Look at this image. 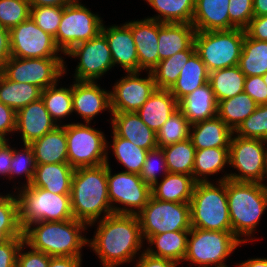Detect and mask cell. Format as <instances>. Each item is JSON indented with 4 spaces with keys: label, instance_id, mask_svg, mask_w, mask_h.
<instances>
[{
    "label": "cell",
    "instance_id": "1",
    "mask_svg": "<svg viewBox=\"0 0 267 267\" xmlns=\"http://www.w3.org/2000/svg\"><path fill=\"white\" fill-rule=\"evenodd\" d=\"M98 222L93 239H88L87 244L98 255L103 267L132 262L145 241L138 216L113 213Z\"/></svg>",
    "mask_w": 267,
    "mask_h": 267
},
{
    "label": "cell",
    "instance_id": "2",
    "mask_svg": "<svg viewBox=\"0 0 267 267\" xmlns=\"http://www.w3.org/2000/svg\"><path fill=\"white\" fill-rule=\"evenodd\" d=\"M71 210L74 219L92 226L113 214L108 197L107 164L75 169L71 183Z\"/></svg>",
    "mask_w": 267,
    "mask_h": 267
},
{
    "label": "cell",
    "instance_id": "3",
    "mask_svg": "<svg viewBox=\"0 0 267 267\" xmlns=\"http://www.w3.org/2000/svg\"><path fill=\"white\" fill-rule=\"evenodd\" d=\"M87 227L84 222L74 218L35 222L23 230L24 242L31 249L41 251L50 257H82L81 249L88 242V238L82 236V232Z\"/></svg>",
    "mask_w": 267,
    "mask_h": 267
},
{
    "label": "cell",
    "instance_id": "4",
    "mask_svg": "<svg viewBox=\"0 0 267 267\" xmlns=\"http://www.w3.org/2000/svg\"><path fill=\"white\" fill-rule=\"evenodd\" d=\"M226 193L232 232L243 244L254 240L255 238L250 239L249 236L255 233L267 207V188L264 183L227 179ZM243 235L249 238L244 239Z\"/></svg>",
    "mask_w": 267,
    "mask_h": 267
},
{
    "label": "cell",
    "instance_id": "5",
    "mask_svg": "<svg viewBox=\"0 0 267 267\" xmlns=\"http://www.w3.org/2000/svg\"><path fill=\"white\" fill-rule=\"evenodd\" d=\"M195 183L190 205L191 227L211 231H232L226 180Z\"/></svg>",
    "mask_w": 267,
    "mask_h": 267
},
{
    "label": "cell",
    "instance_id": "6",
    "mask_svg": "<svg viewBox=\"0 0 267 267\" xmlns=\"http://www.w3.org/2000/svg\"><path fill=\"white\" fill-rule=\"evenodd\" d=\"M19 223L24 230L40 221H64L73 219L70 194H54L31 185L18 188Z\"/></svg>",
    "mask_w": 267,
    "mask_h": 267
},
{
    "label": "cell",
    "instance_id": "7",
    "mask_svg": "<svg viewBox=\"0 0 267 267\" xmlns=\"http://www.w3.org/2000/svg\"><path fill=\"white\" fill-rule=\"evenodd\" d=\"M245 34V30L241 28L196 31V52L209 73L238 65Z\"/></svg>",
    "mask_w": 267,
    "mask_h": 267
},
{
    "label": "cell",
    "instance_id": "8",
    "mask_svg": "<svg viewBox=\"0 0 267 267\" xmlns=\"http://www.w3.org/2000/svg\"><path fill=\"white\" fill-rule=\"evenodd\" d=\"M241 244L232 231L191 227L184 261L197 264L198 267H227L224 261Z\"/></svg>",
    "mask_w": 267,
    "mask_h": 267
},
{
    "label": "cell",
    "instance_id": "9",
    "mask_svg": "<svg viewBox=\"0 0 267 267\" xmlns=\"http://www.w3.org/2000/svg\"><path fill=\"white\" fill-rule=\"evenodd\" d=\"M68 163L74 168L105 164L108 155L106 137L90 123L66 124Z\"/></svg>",
    "mask_w": 267,
    "mask_h": 267
},
{
    "label": "cell",
    "instance_id": "10",
    "mask_svg": "<svg viewBox=\"0 0 267 267\" xmlns=\"http://www.w3.org/2000/svg\"><path fill=\"white\" fill-rule=\"evenodd\" d=\"M266 143L262 139L242 138L233 133L229 146V165L237 169L238 174H224L218 180L262 183L267 159Z\"/></svg>",
    "mask_w": 267,
    "mask_h": 267
},
{
    "label": "cell",
    "instance_id": "11",
    "mask_svg": "<svg viewBox=\"0 0 267 267\" xmlns=\"http://www.w3.org/2000/svg\"><path fill=\"white\" fill-rule=\"evenodd\" d=\"M103 26L99 15L75 0L63 6V16L54 38L56 46L66 54L73 46L97 37Z\"/></svg>",
    "mask_w": 267,
    "mask_h": 267
},
{
    "label": "cell",
    "instance_id": "12",
    "mask_svg": "<svg viewBox=\"0 0 267 267\" xmlns=\"http://www.w3.org/2000/svg\"><path fill=\"white\" fill-rule=\"evenodd\" d=\"M137 216L143 240L164 232L191 230L189 203L162 201L151 196Z\"/></svg>",
    "mask_w": 267,
    "mask_h": 267
},
{
    "label": "cell",
    "instance_id": "13",
    "mask_svg": "<svg viewBox=\"0 0 267 267\" xmlns=\"http://www.w3.org/2000/svg\"><path fill=\"white\" fill-rule=\"evenodd\" d=\"M63 58H17L10 57L0 69L9 80L28 83L42 90L56 84L66 73Z\"/></svg>",
    "mask_w": 267,
    "mask_h": 267
},
{
    "label": "cell",
    "instance_id": "14",
    "mask_svg": "<svg viewBox=\"0 0 267 267\" xmlns=\"http://www.w3.org/2000/svg\"><path fill=\"white\" fill-rule=\"evenodd\" d=\"M108 197L115 214L137 215L148 203L151 186L146 184L139 174L121 171L111 174V167L107 156ZM120 203L121 208L113 205Z\"/></svg>",
    "mask_w": 267,
    "mask_h": 267
},
{
    "label": "cell",
    "instance_id": "15",
    "mask_svg": "<svg viewBox=\"0 0 267 267\" xmlns=\"http://www.w3.org/2000/svg\"><path fill=\"white\" fill-rule=\"evenodd\" d=\"M11 57L17 58H62L58 54L54 37L44 32L29 17L10 31Z\"/></svg>",
    "mask_w": 267,
    "mask_h": 267
},
{
    "label": "cell",
    "instance_id": "16",
    "mask_svg": "<svg viewBox=\"0 0 267 267\" xmlns=\"http://www.w3.org/2000/svg\"><path fill=\"white\" fill-rule=\"evenodd\" d=\"M66 55L78 57L80 61L75 69L74 80L96 81L114 67L107 39L102 33L73 46Z\"/></svg>",
    "mask_w": 267,
    "mask_h": 267
},
{
    "label": "cell",
    "instance_id": "17",
    "mask_svg": "<svg viewBox=\"0 0 267 267\" xmlns=\"http://www.w3.org/2000/svg\"><path fill=\"white\" fill-rule=\"evenodd\" d=\"M140 72H127L110 91L111 113L137 112L155 91L156 85L151 71L146 78L139 77Z\"/></svg>",
    "mask_w": 267,
    "mask_h": 267
},
{
    "label": "cell",
    "instance_id": "18",
    "mask_svg": "<svg viewBox=\"0 0 267 267\" xmlns=\"http://www.w3.org/2000/svg\"><path fill=\"white\" fill-rule=\"evenodd\" d=\"M73 112L79 114L85 123L102 111L111 110L110 91L102 89L96 81H78L72 84Z\"/></svg>",
    "mask_w": 267,
    "mask_h": 267
},
{
    "label": "cell",
    "instance_id": "19",
    "mask_svg": "<svg viewBox=\"0 0 267 267\" xmlns=\"http://www.w3.org/2000/svg\"><path fill=\"white\" fill-rule=\"evenodd\" d=\"M59 125L51 118L41 98L16 112L15 131L21 133L23 145H30Z\"/></svg>",
    "mask_w": 267,
    "mask_h": 267
},
{
    "label": "cell",
    "instance_id": "20",
    "mask_svg": "<svg viewBox=\"0 0 267 267\" xmlns=\"http://www.w3.org/2000/svg\"><path fill=\"white\" fill-rule=\"evenodd\" d=\"M130 28L138 56V72L152 71L159 62L158 21L144 18L125 22Z\"/></svg>",
    "mask_w": 267,
    "mask_h": 267
},
{
    "label": "cell",
    "instance_id": "21",
    "mask_svg": "<svg viewBox=\"0 0 267 267\" xmlns=\"http://www.w3.org/2000/svg\"><path fill=\"white\" fill-rule=\"evenodd\" d=\"M101 33L106 37L114 66L123 67L126 72H138V56L131 28L125 23L121 26H102Z\"/></svg>",
    "mask_w": 267,
    "mask_h": 267
},
{
    "label": "cell",
    "instance_id": "22",
    "mask_svg": "<svg viewBox=\"0 0 267 267\" xmlns=\"http://www.w3.org/2000/svg\"><path fill=\"white\" fill-rule=\"evenodd\" d=\"M113 132L146 150L157 148L156 133L147 127L136 112L111 113Z\"/></svg>",
    "mask_w": 267,
    "mask_h": 267
},
{
    "label": "cell",
    "instance_id": "23",
    "mask_svg": "<svg viewBox=\"0 0 267 267\" xmlns=\"http://www.w3.org/2000/svg\"><path fill=\"white\" fill-rule=\"evenodd\" d=\"M178 110L191 125L216 117L218 102L211 84L207 82L179 100Z\"/></svg>",
    "mask_w": 267,
    "mask_h": 267
},
{
    "label": "cell",
    "instance_id": "24",
    "mask_svg": "<svg viewBox=\"0 0 267 267\" xmlns=\"http://www.w3.org/2000/svg\"><path fill=\"white\" fill-rule=\"evenodd\" d=\"M195 33L190 23L158 22L159 61L188 50L194 44Z\"/></svg>",
    "mask_w": 267,
    "mask_h": 267
},
{
    "label": "cell",
    "instance_id": "25",
    "mask_svg": "<svg viewBox=\"0 0 267 267\" xmlns=\"http://www.w3.org/2000/svg\"><path fill=\"white\" fill-rule=\"evenodd\" d=\"M177 110L178 101L171 92L156 88L147 99V102L136 113L147 127L157 133Z\"/></svg>",
    "mask_w": 267,
    "mask_h": 267
},
{
    "label": "cell",
    "instance_id": "26",
    "mask_svg": "<svg viewBox=\"0 0 267 267\" xmlns=\"http://www.w3.org/2000/svg\"><path fill=\"white\" fill-rule=\"evenodd\" d=\"M229 0H195L192 25L196 31L230 30Z\"/></svg>",
    "mask_w": 267,
    "mask_h": 267
},
{
    "label": "cell",
    "instance_id": "27",
    "mask_svg": "<svg viewBox=\"0 0 267 267\" xmlns=\"http://www.w3.org/2000/svg\"><path fill=\"white\" fill-rule=\"evenodd\" d=\"M75 169L68 163L36 164L31 186L54 194H70Z\"/></svg>",
    "mask_w": 267,
    "mask_h": 267
},
{
    "label": "cell",
    "instance_id": "28",
    "mask_svg": "<svg viewBox=\"0 0 267 267\" xmlns=\"http://www.w3.org/2000/svg\"><path fill=\"white\" fill-rule=\"evenodd\" d=\"M233 131L218 117L191 125L190 139L196 150L229 148Z\"/></svg>",
    "mask_w": 267,
    "mask_h": 267
},
{
    "label": "cell",
    "instance_id": "29",
    "mask_svg": "<svg viewBox=\"0 0 267 267\" xmlns=\"http://www.w3.org/2000/svg\"><path fill=\"white\" fill-rule=\"evenodd\" d=\"M30 146L33 149L36 164L68 162L66 124L57 126L33 141Z\"/></svg>",
    "mask_w": 267,
    "mask_h": 267
},
{
    "label": "cell",
    "instance_id": "30",
    "mask_svg": "<svg viewBox=\"0 0 267 267\" xmlns=\"http://www.w3.org/2000/svg\"><path fill=\"white\" fill-rule=\"evenodd\" d=\"M195 183L191 175L168 173L151 187V194L162 201L189 203Z\"/></svg>",
    "mask_w": 267,
    "mask_h": 267
},
{
    "label": "cell",
    "instance_id": "31",
    "mask_svg": "<svg viewBox=\"0 0 267 267\" xmlns=\"http://www.w3.org/2000/svg\"><path fill=\"white\" fill-rule=\"evenodd\" d=\"M189 233L190 230H180L152 235L146 242L149 246H155H152L153 248L147 247L143 251L152 256L166 258L179 264L181 261L184 262Z\"/></svg>",
    "mask_w": 267,
    "mask_h": 267
},
{
    "label": "cell",
    "instance_id": "32",
    "mask_svg": "<svg viewBox=\"0 0 267 267\" xmlns=\"http://www.w3.org/2000/svg\"><path fill=\"white\" fill-rule=\"evenodd\" d=\"M181 70L179 78L169 90L177 101L209 82V72L196 51Z\"/></svg>",
    "mask_w": 267,
    "mask_h": 267
},
{
    "label": "cell",
    "instance_id": "33",
    "mask_svg": "<svg viewBox=\"0 0 267 267\" xmlns=\"http://www.w3.org/2000/svg\"><path fill=\"white\" fill-rule=\"evenodd\" d=\"M42 89L28 83H18L7 79L0 72V102L15 112L41 98Z\"/></svg>",
    "mask_w": 267,
    "mask_h": 267
},
{
    "label": "cell",
    "instance_id": "34",
    "mask_svg": "<svg viewBox=\"0 0 267 267\" xmlns=\"http://www.w3.org/2000/svg\"><path fill=\"white\" fill-rule=\"evenodd\" d=\"M258 107L245 92L218 103L217 116L234 132Z\"/></svg>",
    "mask_w": 267,
    "mask_h": 267
},
{
    "label": "cell",
    "instance_id": "35",
    "mask_svg": "<svg viewBox=\"0 0 267 267\" xmlns=\"http://www.w3.org/2000/svg\"><path fill=\"white\" fill-rule=\"evenodd\" d=\"M245 78L238 65L210 72L209 83L217 102L244 92Z\"/></svg>",
    "mask_w": 267,
    "mask_h": 267
},
{
    "label": "cell",
    "instance_id": "36",
    "mask_svg": "<svg viewBox=\"0 0 267 267\" xmlns=\"http://www.w3.org/2000/svg\"><path fill=\"white\" fill-rule=\"evenodd\" d=\"M229 164V148L196 150L192 177L197 182H209L208 176L217 174Z\"/></svg>",
    "mask_w": 267,
    "mask_h": 267
},
{
    "label": "cell",
    "instance_id": "37",
    "mask_svg": "<svg viewBox=\"0 0 267 267\" xmlns=\"http://www.w3.org/2000/svg\"><path fill=\"white\" fill-rule=\"evenodd\" d=\"M238 66L246 77L263 76L267 72V41L245 34Z\"/></svg>",
    "mask_w": 267,
    "mask_h": 267
},
{
    "label": "cell",
    "instance_id": "38",
    "mask_svg": "<svg viewBox=\"0 0 267 267\" xmlns=\"http://www.w3.org/2000/svg\"><path fill=\"white\" fill-rule=\"evenodd\" d=\"M158 13L149 17L161 23H190L192 24L195 0H146Z\"/></svg>",
    "mask_w": 267,
    "mask_h": 267
},
{
    "label": "cell",
    "instance_id": "39",
    "mask_svg": "<svg viewBox=\"0 0 267 267\" xmlns=\"http://www.w3.org/2000/svg\"><path fill=\"white\" fill-rule=\"evenodd\" d=\"M196 51L195 44L188 50L176 53L175 55L159 61L151 71L156 88L170 90L176 83L190 56Z\"/></svg>",
    "mask_w": 267,
    "mask_h": 267
},
{
    "label": "cell",
    "instance_id": "40",
    "mask_svg": "<svg viewBox=\"0 0 267 267\" xmlns=\"http://www.w3.org/2000/svg\"><path fill=\"white\" fill-rule=\"evenodd\" d=\"M169 173L191 175L196 149L190 138L162 148Z\"/></svg>",
    "mask_w": 267,
    "mask_h": 267
},
{
    "label": "cell",
    "instance_id": "41",
    "mask_svg": "<svg viewBox=\"0 0 267 267\" xmlns=\"http://www.w3.org/2000/svg\"><path fill=\"white\" fill-rule=\"evenodd\" d=\"M112 151L117 161L125 167V172L140 174L146 160L147 151L129 140L117 136L114 132Z\"/></svg>",
    "mask_w": 267,
    "mask_h": 267
},
{
    "label": "cell",
    "instance_id": "42",
    "mask_svg": "<svg viewBox=\"0 0 267 267\" xmlns=\"http://www.w3.org/2000/svg\"><path fill=\"white\" fill-rule=\"evenodd\" d=\"M58 85L56 83L49 86L41 93V99L45 103L46 110L56 124L61 118L64 119L73 113L72 85L69 88H57Z\"/></svg>",
    "mask_w": 267,
    "mask_h": 267
},
{
    "label": "cell",
    "instance_id": "43",
    "mask_svg": "<svg viewBox=\"0 0 267 267\" xmlns=\"http://www.w3.org/2000/svg\"><path fill=\"white\" fill-rule=\"evenodd\" d=\"M190 128L191 124L177 110L156 133L157 146L163 148L187 140L190 138Z\"/></svg>",
    "mask_w": 267,
    "mask_h": 267
},
{
    "label": "cell",
    "instance_id": "44",
    "mask_svg": "<svg viewBox=\"0 0 267 267\" xmlns=\"http://www.w3.org/2000/svg\"><path fill=\"white\" fill-rule=\"evenodd\" d=\"M234 134L242 138L267 141V104L258 105L257 109L234 131Z\"/></svg>",
    "mask_w": 267,
    "mask_h": 267
},
{
    "label": "cell",
    "instance_id": "45",
    "mask_svg": "<svg viewBox=\"0 0 267 267\" xmlns=\"http://www.w3.org/2000/svg\"><path fill=\"white\" fill-rule=\"evenodd\" d=\"M30 17L28 0H0V26L11 30Z\"/></svg>",
    "mask_w": 267,
    "mask_h": 267
},
{
    "label": "cell",
    "instance_id": "46",
    "mask_svg": "<svg viewBox=\"0 0 267 267\" xmlns=\"http://www.w3.org/2000/svg\"><path fill=\"white\" fill-rule=\"evenodd\" d=\"M63 6H30V17L44 32L56 37Z\"/></svg>",
    "mask_w": 267,
    "mask_h": 267
},
{
    "label": "cell",
    "instance_id": "47",
    "mask_svg": "<svg viewBox=\"0 0 267 267\" xmlns=\"http://www.w3.org/2000/svg\"><path fill=\"white\" fill-rule=\"evenodd\" d=\"M10 167V179L14 178L15 175L18 177V175L25 174L26 183L23 184V186L31 185L36 169L32 147L28 144H24V148L21 151L13 148V157Z\"/></svg>",
    "mask_w": 267,
    "mask_h": 267
},
{
    "label": "cell",
    "instance_id": "48",
    "mask_svg": "<svg viewBox=\"0 0 267 267\" xmlns=\"http://www.w3.org/2000/svg\"><path fill=\"white\" fill-rule=\"evenodd\" d=\"M155 160L159 161L158 167L155 164L157 163ZM158 168L160 169V171H163V175L169 173L163 149L160 147L147 151L146 160L143 164L142 171L139 175L146 184L152 187L156 182H158V177H157Z\"/></svg>",
    "mask_w": 267,
    "mask_h": 267
},
{
    "label": "cell",
    "instance_id": "49",
    "mask_svg": "<svg viewBox=\"0 0 267 267\" xmlns=\"http://www.w3.org/2000/svg\"><path fill=\"white\" fill-rule=\"evenodd\" d=\"M230 29H245L254 17L253 0H229Z\"/></svg>",
    "mask_w": 267,
    "mask_h": 267
},
{
    "label": "cell",
    "instance_id": "50",
    "mask_svg": "<svg viewBox=\"0 0 267 267\" xmlns=\"http://www.w3.org/2000/svg\"><path fill=\"white\" fill-rule=\"evenodd\" d=\"M0 225H20L18 199L15 193L0 194Z\"/></svg>",
    "mask_w": 267,
    "mask_h": 267
},
{
    "label": "cell",
    "instance_id": "51",
    "mask_svg": "<svg viewBox=\"0 0 267 267\" xmlns=\"http://www.w3.org/2000/svg\"><path fill=\"white\" fill-rule=\"evenodd\" d=\"M25 245L23 242L18 251L16 267H48L51 258L49 255L35 249L31 250V247L28 252H24Z\"/></svg>",
    "mask_w": 267,
    "mask_h": 267
},
{
    "label": "cell",
    "instance_id": "52",
    "mask_svg": "<svg viewBox=\"0 0 267 267\" xmlns=\"http://www.w3.org/2000/svg\"><path fill=\"white\" fill-rule=\"evenodd\" d=\"M23 242L24 237H15L0 243V267H16L17 254Z\"/></svg>",
    "mask_w": 267,
    "mask_h": 267
},
{
    "label": "cell",
    "instance_id": "53",
    "mask_svg": "<svg viewBox=\"0 0 267 267\" xmlns=\"http://www.w3.org/2000/svg\"><path fill=\"white\" fill-rule=\"evenodd\" d=\"M244 92L247 93L258 105L267 104V86L262 76L245 78Z\"/></svg>",
    "mask_w": 267,
    "mask_h": 267
},
{
    "label": "cell",
    "instance_id": "54",
    "mask_svg": "<svg viewBox=\"0 0 267 267\" xmlns=\"http://www.w3.org/2000/svg\"><path fill=\"white\" fill-rule=\"evenodd\" d=\"M244 30L250 38L267 41V15L254 16Z\"/></svg>",
    "mask_w": 267,
    "mask_h": 267
},
{
    "label": "cell",
    "instance_id": "55",
    "mask_svg": "<svg viewBox=\"0 0 267 267\" xmlns=\"http://www.w3.org/2000/svg\"><path fill=\"white\" fill-rule=\"evenodd\" d=\"M16 130V112L0 102V135L6 140V135Z\"/></svg>",
    "mask_w": 267,
    "mask_h": 267
},
{
    "label": "cell",
    "instance_id": "56",
    "mask_svg": "<svg viewBox=\"0 0 267 267\" xmlns=\"http://www.w3.org/2000/svg\"><path fill=\"white\" fill-rule=\"evenodd\" d=\"M139 260L136 262V267H177V263L161 257H155L147 252H142L141 256H138Z\"/></svg>",
    "mask_w": 267,
    "mask_h": 267
},
{
    "label": "cell",
    "instance_id": "57",
    "mask_svg": "<svg viewBox=\"0 0 267 267\" xmlns=\"http://www.w3.org/2000/svg\"><path fill=\"white\" fill-rule=\"evenodd\" d=\"M9 139L5 140L0 145V174L1 175H7L10 179V172H11V162L13 157V148H11Z\"/></svg>",
    "mask_w": 267,
    "mask_h": 267
},
{
    "label": "cell",
    "instance_id": "58",
    "mask_svg": "<svg viewBox=\"0 0 267 267\" xmlns=\"http://www.w3.org/2000/svg\"><path fill=\"white\" fill-rule=\"evenodd\" d=\"M10 57V32L0 26V69Z\"/></svg>",
    "mask_w": 267,
    "mask_h": 267
},
{
    "label": "cell",
    "instance_id": "59",
    "mask_svg": "<svg viewBox=\"0 0 267 267\" xmlns=\"http://www.w3.org/2000/svg\"><path fill=\"white\" fill-rule=\"evenodd\" d=\"M82 257H51L48 267H81Z\"/></svg>",
    "mask_w": 267,
    "mask_h": 267
},
{
    "label": "cell",
    "instance_id": "60",
    "mask_svg": "<svg viewBox=\"0 0 267 267\" xmlns=\"http://www.w3.org/2000/svg\"><path fill=\"white\" fill-rule=\"evenodd\" d=\"M15 237H24L20 225H0V243Z\"/></svg>",
    "mask_w": 267,
    "mask_h": 267
},
{
    "label": "cell",
    "instance_id": "61",
    "mask_svg": "<svg viewBox=\"0 0 267 267\" xmlns=\"http://www.w3.org/2000/svg\"><path fill=\"white\" fill-rule=\"evenodd\" d=\"M30 6H65L75 0H28Z\"/></svg>",
    "mask_w": 267,
    "mask_h": 267
},
{
    "label": "cell",
    "instance_id": "62",
    "mask_svg": "<svg viewBox=\"0 0 267 267\" xmlns=\"http://www.w3.org/2000/svg\"><path fill=\"white\" fill-rule=\"evenodd\" d=\"M254 16L267 15V0H253Z\"/></svg>",
    "mask_w": 267,
    "mask_h": 267
},
{
    "label": "cell",
    "instance_id": "63",
    "mask_svg": "<svg viewBox=\"0 0 267 267\" xmlns=\"http://www.w3.org/2000/svg\"><path fill=\"white\" fill-rule=\"evenodd\" d=\"M239 267H267V258H251L242 263H239Z\"/></svg>",
    "mask_w": 267,
    "mask_h": 267
},
{
    "label": "cell",
    "instance_id": "64",
    "mask_svg": "<svg viewBox=\"0 0 267 267\" xmlns=\"http://www.w3.org/2000/svg\"><path fill=\"white\" fill-rule=\"evenodd\" d=\"M265 177L267 178V159H266V166H265L264 180H265ZM264 186L267 188V185H266V184H264Z\"/></svg>",
    "mask_w": 267,
    "mask_h": 267
},
{
    "label": "cell",
    "instance_id": "65",
    "mask_svg": "<svg viewBox=\"0 0 267 267\" xmlns=\"http://www.w3.org/2000/svg\"><path fill=\"white\" fill-rule=\"evenodd\" d=\"M263 80H264V83L266 84L267 86V72L262 76Z\"/></svg>",
    "mask_w": 267,
    "mask_h": 267
},
{
    "label": "cell",
    "instance_id": "66",
    "mask_svg": "<svg viewBox=\"0 0 267 267\" xmlns=\"http://www.w3.org/2000/svg\"><path fill=\"white\" fill-rule=\"evenodd\" d=\"M6 139L2 136V135H0V145L5 141Z\"/></svg>",
    "mask_w": 267,
    "mask_h": 267
}]
</instances>
